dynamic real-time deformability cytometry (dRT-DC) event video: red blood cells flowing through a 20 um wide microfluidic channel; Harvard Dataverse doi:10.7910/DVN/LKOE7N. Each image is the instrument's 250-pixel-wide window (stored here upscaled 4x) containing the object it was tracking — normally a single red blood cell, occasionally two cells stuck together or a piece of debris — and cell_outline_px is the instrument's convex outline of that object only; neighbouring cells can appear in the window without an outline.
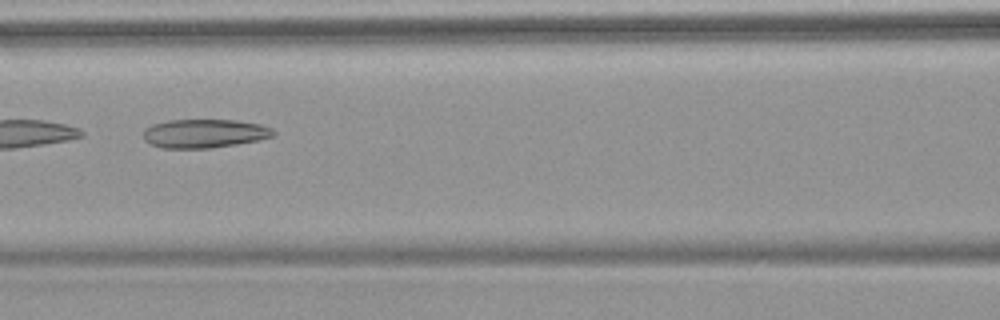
{"species": "common noctule bat (a hibernating species)", "species_latin": "Nyctalus noctula", "temperature_condition": "warm", "stored_images_in_passage": 9, "camera_frame_rate_fps": 3000, "um_per_image_px": 0.085, "animal": {"sex": "female", "body_mass_g": 18.4}, "frame": {"image": 1, "passage_image": 7, "time_ms": 7.0, "image_size_px": [1000, 320], "cell_outline_px": [[276, 132], [272, 136], [260, 140], [236, 144], [208, 148], [164, 148], [148, 144], [144, 140], [144, 128], [152, 124], [168, 120], [236, 120], [260, 124], [272, 128]], "centroid_in_image_um": [17.36, 11.34], "position_along_channel_um": 149.2, "area_um2": 21.85}}
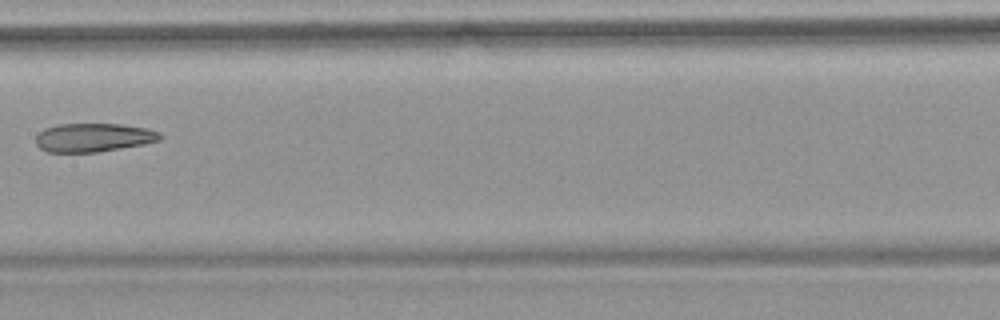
{"frame": {"image": 2, "passage_image": 8, "time_ms": 8.333, "image_size_px": [1000, 320], "cell_outline_px": [[164, 136], [160, 140], [144, 144], [96, 152], [48, 152], [40, 148], [36, 144], [36, 136], [44, 128], [56, 124], [120, 124], [148, 128], [160, 132]], "centroid_in_image_um": [7.96, 11.68], "position_along_channel_um": 199.4, "area_um2": 20.81}}
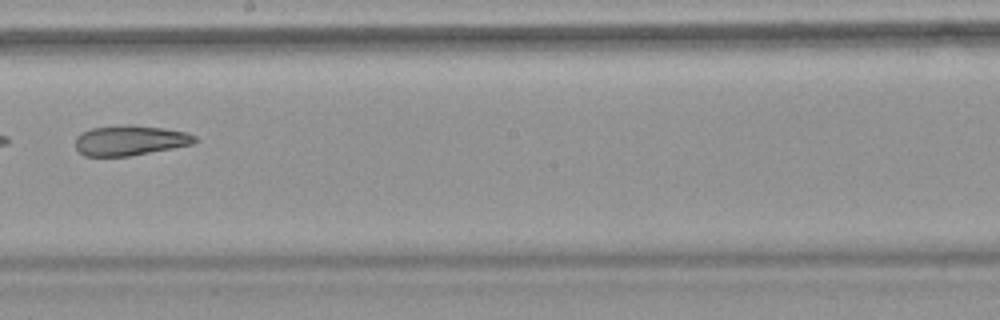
{"frame": {"image": 3, "passage_image": 9, "time_ms": 9.333, "image_size_px": [1000, 320], "cell_outline_px": [[196, 140], [192, 144], [172, 148], [128, 156], [84, 156], [76, 148], [76, 136], [80, 132], [92, 128], [124, 124], [164, 128], [184, 132], [196, 136]], "centroid_in_image_um": [11.01, 11.93], "position_along_channel_um": 237.2, "area_um2": 20.81}}